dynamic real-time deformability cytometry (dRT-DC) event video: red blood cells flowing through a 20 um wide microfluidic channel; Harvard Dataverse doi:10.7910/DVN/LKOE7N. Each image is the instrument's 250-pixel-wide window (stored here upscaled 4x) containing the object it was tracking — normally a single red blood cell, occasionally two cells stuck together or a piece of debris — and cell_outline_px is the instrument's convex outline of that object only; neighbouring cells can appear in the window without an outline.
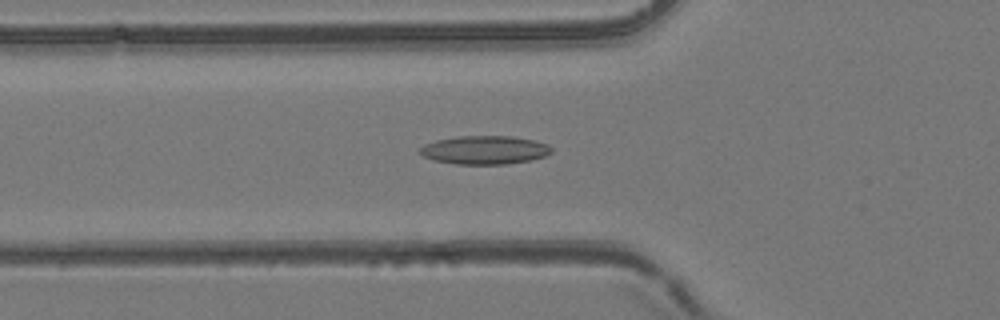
{"species": "common noctule bat (a hibernating species)", "species_latin": "Nyctalus noctula", "temperature_condition": "room temperature", "stored_images_in_passage": 54, "camera_frame_rate_fps": 3000, "um_per_image_px": 0.085, "animal": {"sex": "female", "body_mass_g": 24.6, "forearm_length_mm": 56.2}, "frame": {"image": 1, "passage_image": 20, "time_ms": 6.333, "image_size_px": [1000, 320], "cell_outline_px": [[552, 152], [544, 156], [532, 160], [508, 164], [456, 164], [432, 160], [424, 156], [420, 152], [420, 148], [424, 144], [436, 140], [460, 136], [512, 136], [536, 140], [548, 144], [552, 148]], "centroid_in_image_um": [41.23, 12.75], "position_along_channel_um": 84.6, "area_um2": 21.96}}
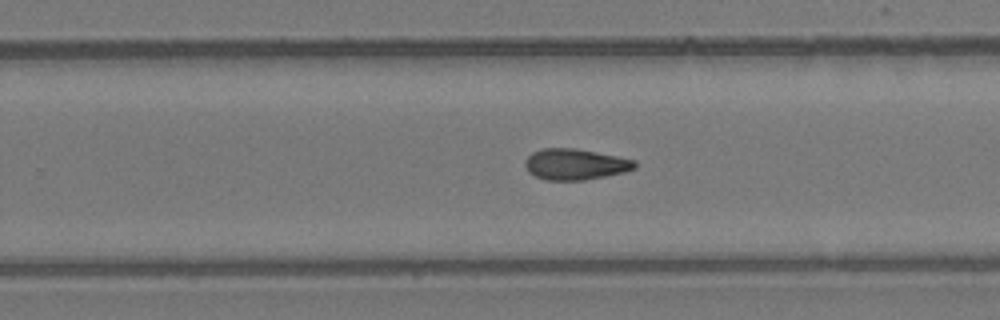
{"frame": {"image": 2, "passage_image": 35, "time_ms": 11.333, "image_size_px": [1000, 320], "cell_outline_px": [[636, 168], [624, 172], [584, 180], [544, 180], [528, 172], [524, 164], [524, 160], [532, 152], [544, 148], [576, 148], [636, 160]], "centroid_in_image_um": [48.87, 13.96], "position_along_channel_um": 280.9, "area_um2": 19.83}}
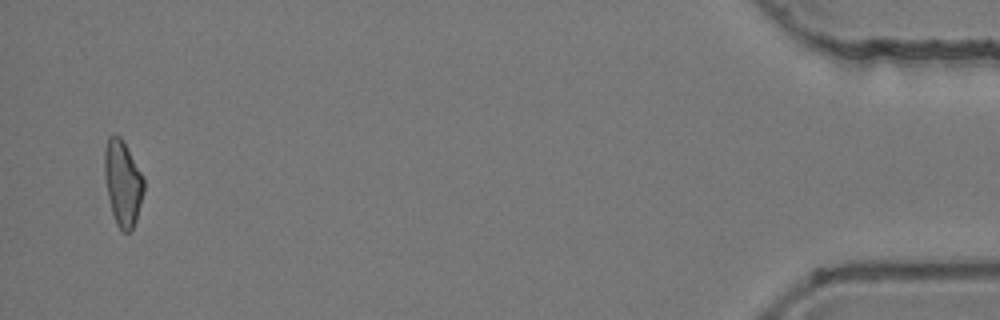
{"frame": {"image": 3, "passage_image": 53, "time_ms": 17.333, "image_size_px": [1000, 320], "cell_outline_px": [[144, 192], [136, 220], [132, 228], [128, 232], [124, 232], [116, 224], [112, 212], [108, 196], [104, 176], [104, 152], [108, 136], [112, 132], [116, 132], [120, 136], [144, 176]], "centroid_in_image_um": [10.43, 15.5], "position_along_channel_um": 424.8, "area_um2": 19.71}, "authors_computed_cell_mechanics": {"area_um2": 19.8254, "velocity_mm_per_s": 3.9091, "shape_relaxation_time_tau1_ms": null, "shape_relaxation_time_tau2_ms": 6.9078, "deformation_change_tau1": null, "deformation_change_tau2": 0.1613}}